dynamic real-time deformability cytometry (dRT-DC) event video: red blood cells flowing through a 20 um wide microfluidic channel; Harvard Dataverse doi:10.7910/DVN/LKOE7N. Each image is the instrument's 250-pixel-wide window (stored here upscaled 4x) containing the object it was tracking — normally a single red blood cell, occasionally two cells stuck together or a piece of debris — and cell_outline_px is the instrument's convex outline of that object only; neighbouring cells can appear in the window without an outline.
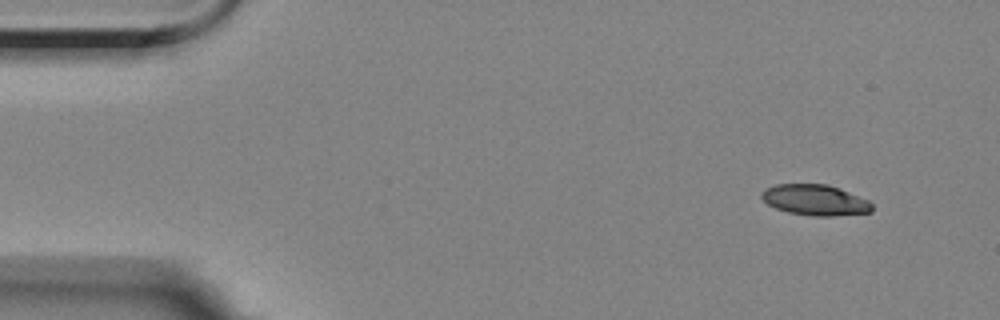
{"species": "Egyptian fruit bat (a non-hibernating species)", "species_latin": "Rousettus aegyptiacus", "temperature_condition": "room temperature", "stored_images_in_passage": 53, "camera_frame_rate_fps": 3000, "um_per_image_px": 0.085, "animal": {"sex": "female"}, "frame": {"image": 1, "passage_image": 1, "time_ms": 0.0, "image_size_px": [1000, 320], "cell_outline_px": [[872, 212], [832, 216], [812, 216], [788, 212], [776, 208], [768, 204], [760, 196], [760, 192], [764, 188], [776, 184], [828, 184], [840, 188], [868, 200], [872, 204]], "centroid_in_image_um": [69.27, 16.99], "position_along_channel_um": 15.7, "area_um2": 19.88}}
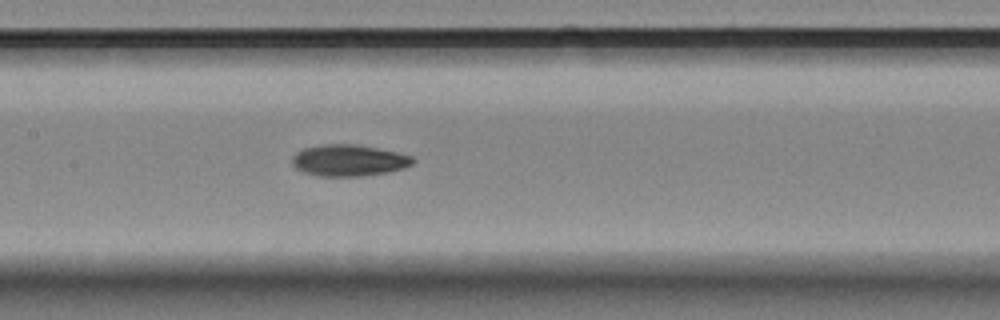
{"frame": {"image": 2, "passage_image": 23, "time_ms": 7.333, "image_size_px": [1000, 320], "cell_outline_px": [[416, 160], [412, 164], [404, 168], [388, 172], [364, 176], [320, 176], [304, 172], [296, 168], [292, 164], [292, 156], [296, 152], [304, 148], [324, 144], [360, 144], [396, 152], [412, 156]], "centroid_in_image_um": [29.66, 13.63], "position_along_channel_um": 177.7, "area_um2": 22.25}}
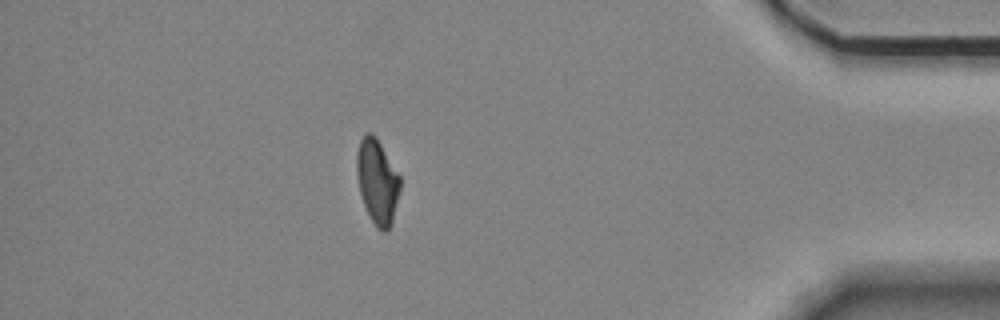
{"frame": {"image": 3, "passage_image": 46, "time_ms": 15.0, "image_size_px": [1000, 320], "cell_outline_px": [[400, 188], [392, 224], [388, 232], [384, 232], [376, 228], [364, 204], [360, 192], [356, 172], [356, 152], [360, 140], [364, 132], [372, 132], [376, 136], [400, 176]], "centroid_in_image_um": [32.06, 15.41], "position_along_channel_um": 403.1, "area_um2": 21.5}}